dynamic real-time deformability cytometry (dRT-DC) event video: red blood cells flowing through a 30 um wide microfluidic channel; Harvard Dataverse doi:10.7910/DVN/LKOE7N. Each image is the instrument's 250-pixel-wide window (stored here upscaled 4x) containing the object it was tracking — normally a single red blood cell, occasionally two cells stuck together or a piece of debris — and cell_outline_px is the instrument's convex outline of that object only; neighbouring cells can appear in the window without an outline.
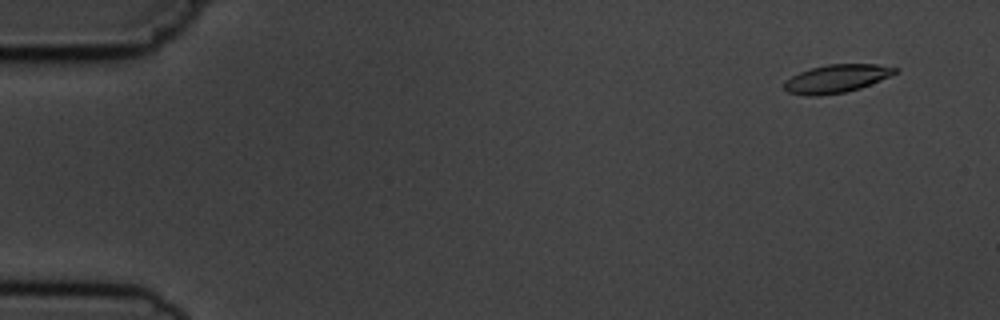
{"species": "common noctule bat (a hibernating species)", "species_latin": "Nyctalus noctula", "temperature_condition": "cold", "stored_images_in_passage": 4, "camera_frame_rate_fps": 3000, "um_per_image_px": 0.085, "animal": {"sex": "male", "body_mass_g": 19.5, "forearm_length_mm": 54.6}, "frame": {"image": 1, "passage_image": 1, "time_ms": 0.0, "image_size_px": [1000, 320], "cell_outline_px": [[900, 72], [860, 88], [844, 92], [820, 96], [808, 96], [788, 92], [784, 88], [784, 80], [800, 72], [812, 68], [828, 64], [876, 64], [900, 68]], "centroid_in_image_um": [71.13, 6.68], "position_along_channel_um": 13.9, "area_um2": 18.21}}
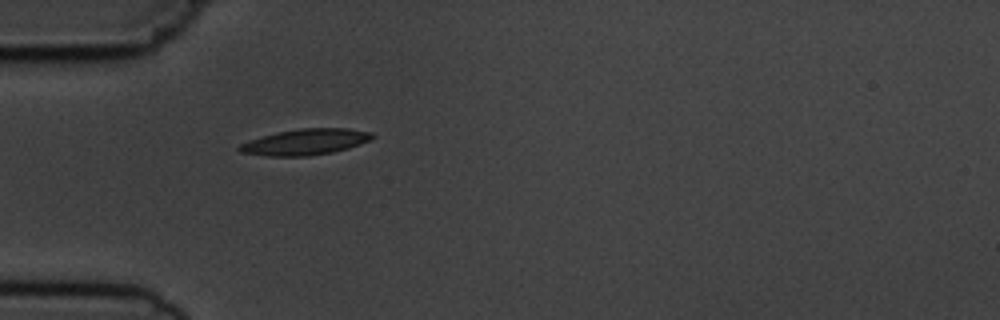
{"frame": {"image": 2, "passage_image": 4, "time_ms": 4.333, "image_size_px": [1000, 320], "cell_outline_px": [[376, 136], [372, 140], [348, 148], [332, 152], [308, 156], [268, 156], [240, 152], [236, 148], [240, 144], [248, 140], [276, 132], [300, 128], [348, 128], [372, 132]], "centroid_in_image_um": [25.97, 12.06], "position_along_channel_um": 59.0, "area_um2": 20.29}}